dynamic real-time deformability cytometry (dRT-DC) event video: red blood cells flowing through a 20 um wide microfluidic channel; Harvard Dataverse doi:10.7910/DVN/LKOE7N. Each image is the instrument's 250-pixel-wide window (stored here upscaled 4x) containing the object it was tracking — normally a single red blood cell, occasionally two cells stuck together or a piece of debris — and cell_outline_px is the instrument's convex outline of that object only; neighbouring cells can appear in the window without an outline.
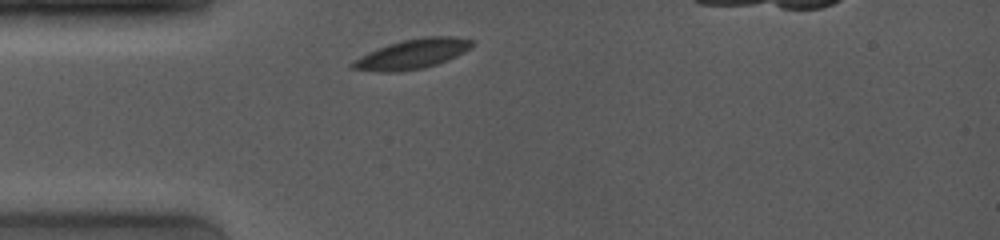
{"species": "common noctule bat (a hibernating species)", "species_latin": "Nyctalus noctula", "temperature_condition": "room temperature", "stored_images_in_passage": 24, "camera_frame_rate_fps": 4000, "um_per_image_px": 0.085, "animal": {"sex": "female", "body_mass_g": 19.0, "forearm_length_mm": 53.3}, "frame": {"image": 1, "passage_image": 4, "time_ms": 0.75, "image_size_px": [1000, 240], "cell_outline_px": [[476, 44], [464, 52], [456, 56], [436, 64], [424, 68], [396, 72], [380, 72], [352, 68], [348, 64], [360, 56], [368, 52], [404, 40], [424, 36], [456, 36], [476, 40]], "centroid_in_image_um": [35.1, 4.58], "position_along_channel_um": 49.9, "area_um2": 20.63}}
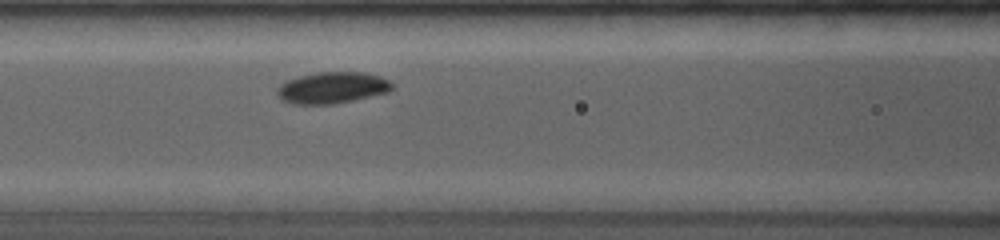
{"frame": {"image": 2, "passage_image": 10, "time_ms": 3.25, "image_size_px": [1000, 240], "cell_outline_px": [[392, 88], [388, 92], [352, 100], [332, 104], [292, 104], [284, 100], [276, 92], [276, 88], [280, 84], [288, 80], [300, 76], [316, 72], [364, 72], [380, 76], [388, 80], [392, 84]], "centroid_in_image_um": [28.23, 7.45], "position_along_channel_um": 138.4, "area_um2": 20.87}}